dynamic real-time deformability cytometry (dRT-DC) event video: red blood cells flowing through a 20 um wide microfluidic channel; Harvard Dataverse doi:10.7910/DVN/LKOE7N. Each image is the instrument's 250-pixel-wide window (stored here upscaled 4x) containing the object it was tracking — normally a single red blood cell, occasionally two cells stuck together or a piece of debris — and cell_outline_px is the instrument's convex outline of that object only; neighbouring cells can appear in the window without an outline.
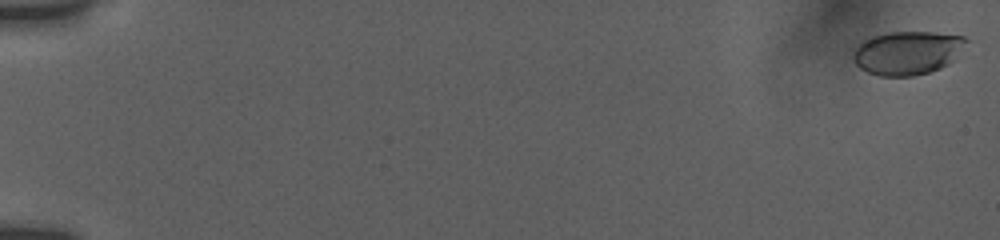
{"species": "human", "species_latin": "Homo sapiens", "temperature_condition": "room temperature", "stored_images_in_passage": 7, "camera_frame_rate_fps": 3000, "um_per_image_px": 0.085, "donor": {"sex": "female"}, "frame": {"image": 1, "passage_image": 1, "time_ms": 0.0, "image_size_px": [1000, 240], "cell_outline_px": [[968, 40], [952, 60], [948, 64], [940, 68], [928, 72], [912, 76], [880, 76], [868, 72], [860, 68], [856, 64], [852, 56], [852, 52], [864, 40], [872, 36], [888, 32], [932, 32], [964, 36]], "centroid_in_image_um": [77.1, 4.48], "position_along_channel_um": 7.9, "area_um2": 28.44}}